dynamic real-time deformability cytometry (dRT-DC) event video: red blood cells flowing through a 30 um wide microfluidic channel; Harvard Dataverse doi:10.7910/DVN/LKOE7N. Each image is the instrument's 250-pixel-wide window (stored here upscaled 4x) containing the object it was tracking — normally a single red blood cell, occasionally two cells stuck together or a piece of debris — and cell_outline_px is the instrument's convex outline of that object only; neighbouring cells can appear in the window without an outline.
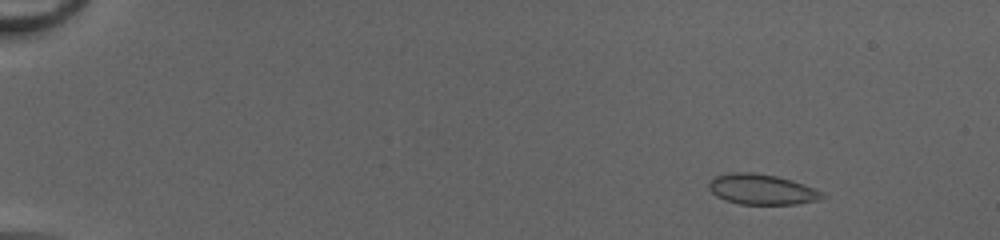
{"species": "common noctule bat (a hibernating species)", "species_latin": "Nyctalus noctula", "temperature_condition": "cold", "stored_images_in_passage": 52, "camera_frame_rate_fps": 3000, "um_per_image_px": 0.085, "animal": {"sex": "female", "body_mass_g": 20.0, "forearm_length_mm": 54.0}, "frame": {"image": 1, "passage_image": 7, "time_ms": 2.0, "image_size_px": [1000, 240], "cell_outline_px": [[828, 196], [816, 200], [796, 204], [740, 204], [724, 200], [716, 196], [708, 188], [708, 184], [716, 176], [732, 172], [752, 172], [776, 176], [792, 180], [816, 188]], "centroid_in_image_um": [64.76, 16.1], "position_along_channel_um": 20.2, "area_um2": 20.11}}
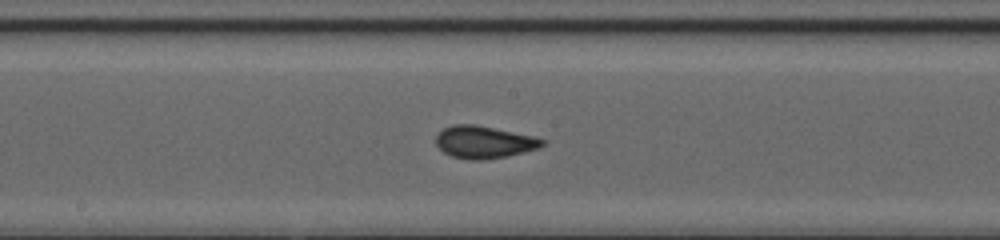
{"frame": {"image": 2, "passage_image": 30, "time_ms": 9.667, "image_size_px": [1000, 240], "cell_outline_px": [[544, 144], [536, 148], [524, 152], [484, 160], [468, 160], [452, 156], [444, 152], [436, 144], [436, 136], [444, 128], [452, 124], [476, 124], [532, 136], [544, 140]], "centroid_in_image_um": [41.09, 12.07], "position_along_channel_um": 207.1, "area_um2": 19.77}}
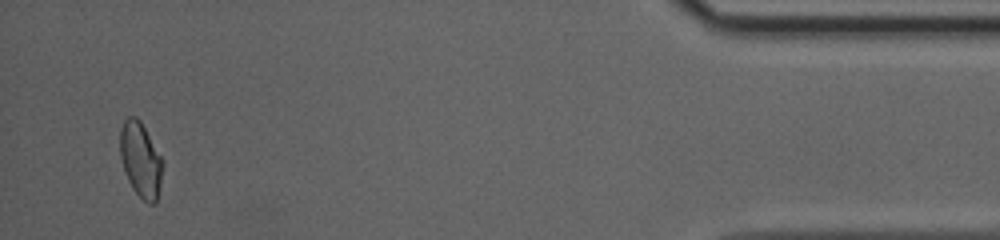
{"frame": {"image": 3, "passage_image": 50, "time_ms": 16.333, "image_size_px": [1000, 240], "cell_outline_px": [[164, 164], [156, 204], [148, 204], [132, 188], [124, 172], [120, 156], [120, 128], [124, 120], [128, 116], [136, 116], [140, 120], [160, 156]], "centroid_in_image_um": [11.94, 13.58], "position_along_channel_um": 423.3, "area_um2": 18.55}, "authors_computed_cell_mechanics": {"area_um2": 19.7387, "velocity_mm_per_s": 4.2072, "shape_relaxation_time_tau1_ms": 7.4599, "shape_relaxation_time_tau2_ms": 0.7622, "deformation_change_tau1": 0.1505, "deformation_change_tau2": 0.0436}}